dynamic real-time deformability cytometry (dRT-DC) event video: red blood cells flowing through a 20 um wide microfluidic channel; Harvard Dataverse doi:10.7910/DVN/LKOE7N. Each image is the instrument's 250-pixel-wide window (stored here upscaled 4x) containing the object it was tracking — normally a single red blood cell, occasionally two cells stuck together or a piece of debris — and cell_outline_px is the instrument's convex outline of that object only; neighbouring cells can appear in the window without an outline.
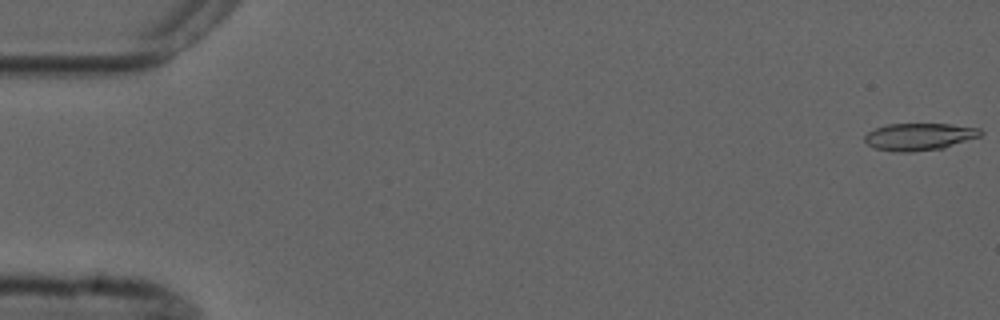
{"species": "common noctule bat (a hibernating species)", "species_latin": "Nyctalus noctula", "temperature_condition": "cold", "stored_images_in_passage": 4, "camera_frame_rate_fps": 3000, "um_per_image_px": 0.085, "animal": {"sex": "male", "forearm_length_mm": 52.5}, "frame": {"image": 1, "passage_image": 1, "time_ms": 0.0, "image_size_px": [1000, 320], "cell_outline_px": [[984, 132], [980, 136], [944, 148], [912, 152], [892, 152], [872, 148], [864, 140], [864, 136], [868, 132], [876, 128], [888, 124], [952, 124], [980, 128]], "centroid_in_image_um": [78.13, 11.63], "position_along_channel_um": 6.9, "area_um2": 18.55}}
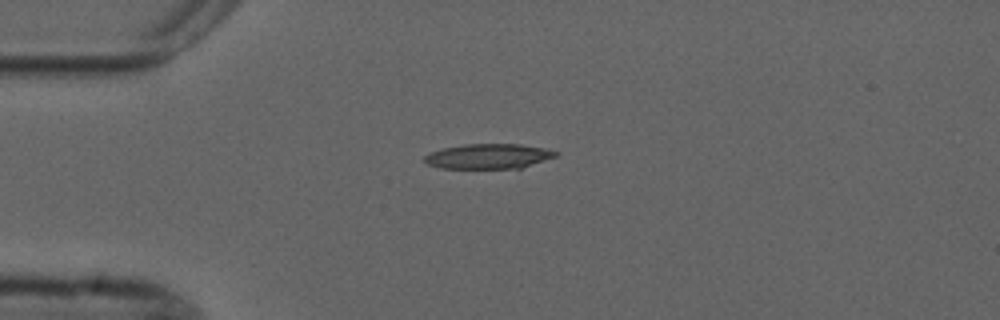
{"frame": {"image": 2, "passage_image": 4, "time_ms": 4.333, "image_size_px": [1000, 320], "cell_outline_px": [[560, 152], [556, 156], [520, 168], [440, 168], [428, 164], [424, 160], [424, 156], [432, 152], [444, 148], [464, 144], [520, 144], [544, 148]], "centroid_in_image_um": [41.52, 13.28], "position_along_channel_um": 43.5, "area_um2": 18.84}}